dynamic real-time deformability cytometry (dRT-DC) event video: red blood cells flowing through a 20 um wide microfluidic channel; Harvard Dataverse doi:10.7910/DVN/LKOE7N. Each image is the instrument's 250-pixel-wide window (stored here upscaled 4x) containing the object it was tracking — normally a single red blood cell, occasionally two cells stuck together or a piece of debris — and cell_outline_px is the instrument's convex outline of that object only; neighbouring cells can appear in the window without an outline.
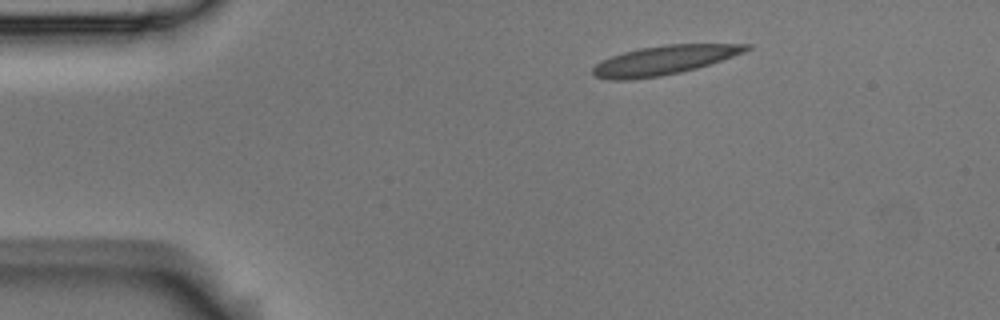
{"species": "Egyptian fruit bat (a non-hibernating species)", "species_latin": "Rousettus aegyptiacus", "temperature_condition": "room temperature", "stored_images_in_passage": 3, "camera_frame_rate_fps": 3000, "um_per_image_px": 0.085, "animal": {"sex": "male"}, "frame": {"image": 1, "passage_image": 1, "time_ms": 0.0, "image_size_px": [1000, 320], "cell_outline_px": [[752, 48], [744, 52], [696, 68], [680, 72], [660, 76], [628, 80], [608, 80], [596, 76], [592, 72], [592, 68], [596, 64], [612, 56], [624, 52], [640, 48], [668, 44], [752, 44]], "centroid_in_image_um": [56.43, 5.11], "position_along_channel_um": 28.6, "area_um2": 25.66}}
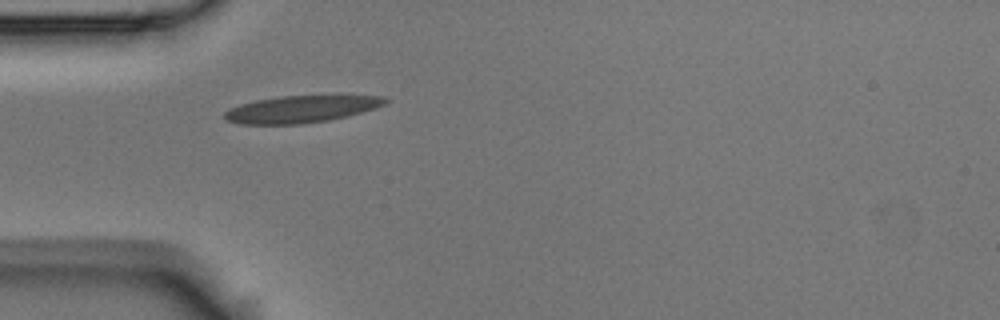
{"frame": {"image": 2, "passage_image": 3, "time_ms": 0.667, "image_size_px": [1000, 320], "cell_outline_px": [[392, 100], [376, 108], [348, 116], [328, 120], [300, 124], [240, 124], [228, 120], [224, 116], [224, 112], [228, 108], [240, 104], [256, 100], [280, 96], [340, 92], [384, 96]], "centroid_in_image_um": [25.77, 9.21], "position_along_channel_um": 59.2, "area_um2": 26.7}}